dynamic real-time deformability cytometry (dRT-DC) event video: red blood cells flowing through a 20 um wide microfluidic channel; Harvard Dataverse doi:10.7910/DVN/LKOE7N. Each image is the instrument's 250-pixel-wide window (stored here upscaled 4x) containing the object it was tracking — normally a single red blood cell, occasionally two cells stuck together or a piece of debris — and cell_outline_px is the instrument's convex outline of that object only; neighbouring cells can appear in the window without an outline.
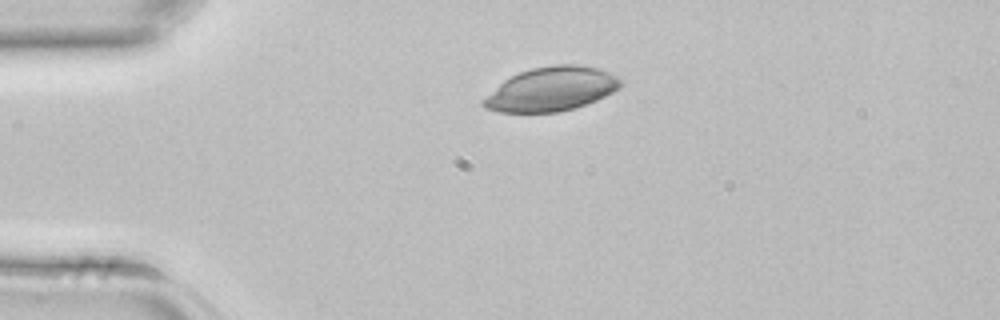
{"species": "common noctule bat (a hibernating species)", "species_latin": "Nyctalus noctula", "temperature_condition": "room temperature", "stored_images_in_passage": 35, "camera_frame_rate_fps": 3000, "um_per_image_px": 0.085, "animal": {"sex": "female", "body_mass_g": 22.7, "forearm_length_mm": 54.2}, "frame": {"image": 1, "passage_image": 1, "time_ms": 0.0, "image_size_px": [1000, 320], "cell_outline_px": [[620, 88], [596, 100], [576, 108], [560, 112], [500, 112], [484, 108], [480, 104], [480, 100], [504, 80], [520, 72], [532, 68], [552, 64], [580, 64], [600, 68], [608, 72], [620, 80]], "centroid_in_image_um": [46.83, 7.57], "position_along_channel_um": 38.2, "area_um2": 35.26}}
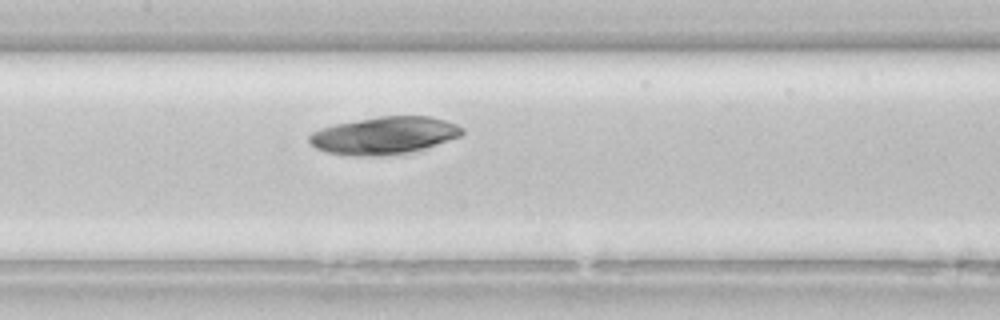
{"frame": {"image": 2, "passage_image": 12, "time_ms": 3.667, "image_size_px": [1000, 320], "cell_outline_px": [[464, 132], [460, 136], [424, 148], [408, 152], [376, 156], [352, 156], [328, 152], [316, 148], [308, 140], [308, 136], [312, 132], [336, 124], [380, 116], [428, 116], [444, 120], [456, 124], [464, 128]], "centroid_in_image_um": [32.66, 11.51], "position_along_channel_um": 174.7, "area_um2": 32.89}}
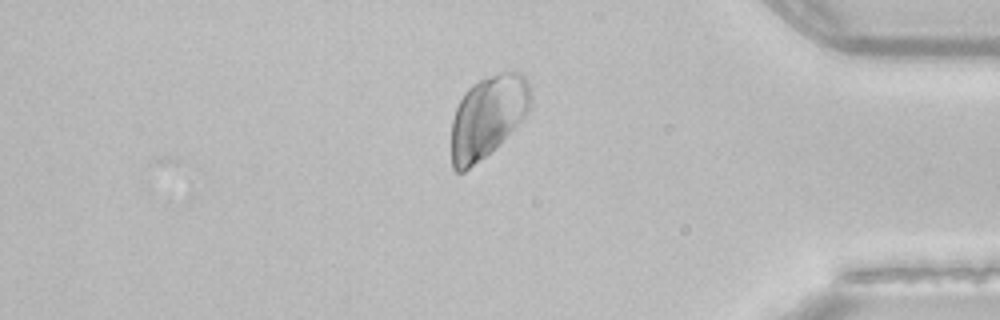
{"frame": {"image": 3, "passage_image": 28, "time_ms": 9.0, "image_size_px": [1000, 320], "cell_outline_px": [[532, 96], [528, 108], [524, 116], [484, 156], [464, 172], [456, 172], [452, 168], [452, 120], [456, 108], [464, 92], [472, 84], [480, 80], [500, 72], [520, 72], [528, 80]], "centroid_in_image_um": [41.42, 9.87], "position_along_channel_um": 393.8, "area_um2": 36.82}}